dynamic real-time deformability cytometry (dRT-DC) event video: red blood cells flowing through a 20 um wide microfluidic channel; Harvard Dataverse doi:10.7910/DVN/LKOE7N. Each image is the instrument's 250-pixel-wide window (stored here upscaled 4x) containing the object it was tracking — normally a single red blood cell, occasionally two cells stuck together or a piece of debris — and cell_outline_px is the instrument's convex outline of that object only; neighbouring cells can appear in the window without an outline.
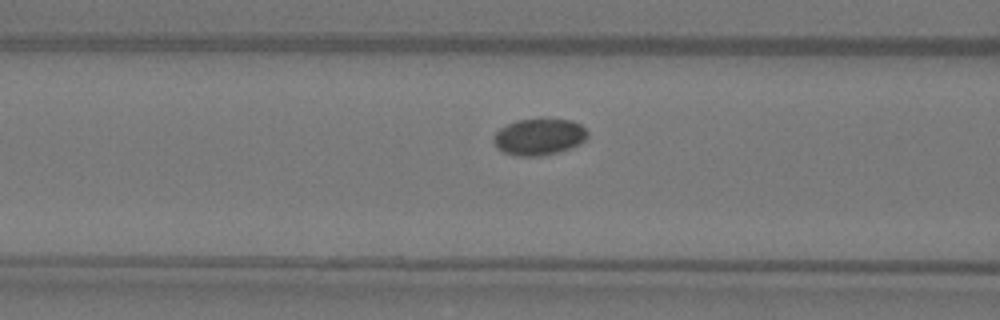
{"species": "Egyptian fruit bat (a non-hibernating species)", "species_latin": "Rousettus aegyptiacus", "temperature_condition": "warm", "stored_images_in_passage": 7, "camera_frame_rate_fps": 3000, "um_per_image_px": 0.085, "animal": {"sex": "female"}, "frame": {"image": 1, "passage_image": 5, "time_ms": 1.333, "image_size_px": [1000, 320], "cell_outline_px": [[588, 136], [580, 144], [556, 152], [540, 156], [516, 156], [504, 152], [496, 148], [492, 140], [492, 136], [500, 128], [516, 120], [540, 116], [572, 120], [580, 124], [588, 132]], "centroid_in_image_um": [45.8, 11.58], "position_along_channel_um": 120.8, "area_um2": 20.63}}